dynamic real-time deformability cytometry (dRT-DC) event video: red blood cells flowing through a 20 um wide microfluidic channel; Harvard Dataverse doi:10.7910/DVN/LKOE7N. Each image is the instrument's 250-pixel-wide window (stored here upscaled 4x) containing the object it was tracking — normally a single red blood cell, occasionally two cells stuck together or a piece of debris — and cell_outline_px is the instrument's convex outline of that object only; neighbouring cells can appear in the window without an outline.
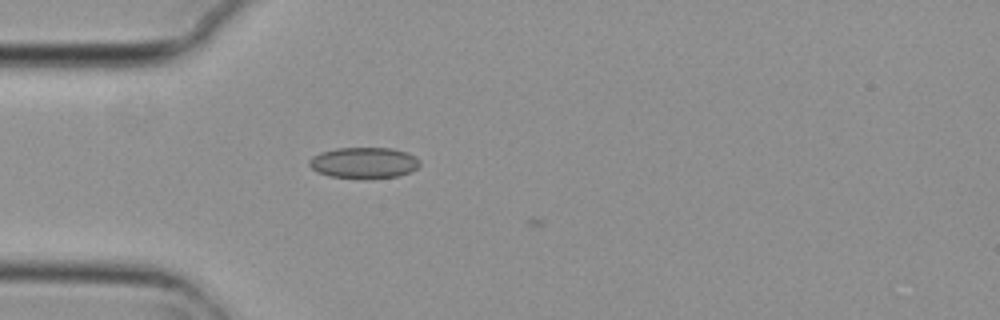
{"species": "common noctule bat (a hibernating species)", "species_latin": "Nyctalus noctula", "temperature_condition": "cold", "stored_images_in_passage": 4, "camera_frame_rate_fps": 3000, "um_per_image_px": 0.085, "animal": {"sex": "female", "body_mass_g": 29.2, "forearm_length_mm": 56.3}, "frame": {"image": 1, "passage_image": 4, "time_ms": 1.0, "image_size_px": [1000, 320], "cell_outline_px": [[420, 164], [412, 172], [396, 176], [368, 180], [360, 180], [328, 176], [316, 172], [308, 164], [308, 160], [312, 156], [320, 152], [336, 148], [392, 148], [408, 152], [416, 156], [420, 160]], "centroid_in_image_um": [30.93, 13.86], "position_along_channel_um": 54.1, "area_um2": 20.69}}